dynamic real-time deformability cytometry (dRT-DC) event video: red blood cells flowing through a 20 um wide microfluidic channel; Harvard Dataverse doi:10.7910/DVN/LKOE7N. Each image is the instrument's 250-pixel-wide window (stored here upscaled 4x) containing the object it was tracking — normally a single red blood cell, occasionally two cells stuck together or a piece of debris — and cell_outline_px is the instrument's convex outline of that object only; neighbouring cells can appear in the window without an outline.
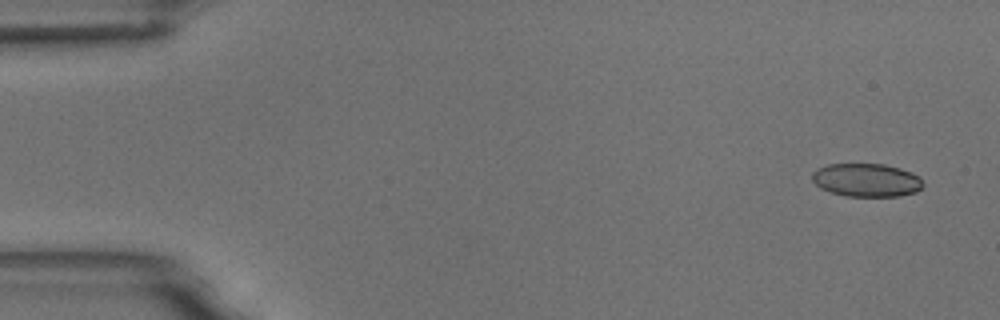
{"species": "common noctule bat (a hibernating species)", "species_latin": "Nyctalus noctula", "temperature_condition": "room temperature", "stored_images_in_passage": 6, "camera_frame_rate_fps": 3000, "um_per_image_px": 0.085, "animal": {"sex": "male", "body_mass_g": 18.8}, "frame": {"image": 1, "passage_image": 1, "time_ms": 0.0, "image_size_px": [1000, 320], "cell_outline_px": [[924, 184], [916, 192], [900, 196], [848, 196], [832, 192], [820, 188], [812, 180], [812, 172], [816, 168], [828, 164], [884, 164], [900, 168], [912, 172], [920, 176]], "centroid_in_image_um": [73.66, 15.3], "position_along_channel_um": 11.3, "area_um2": 21.62}}
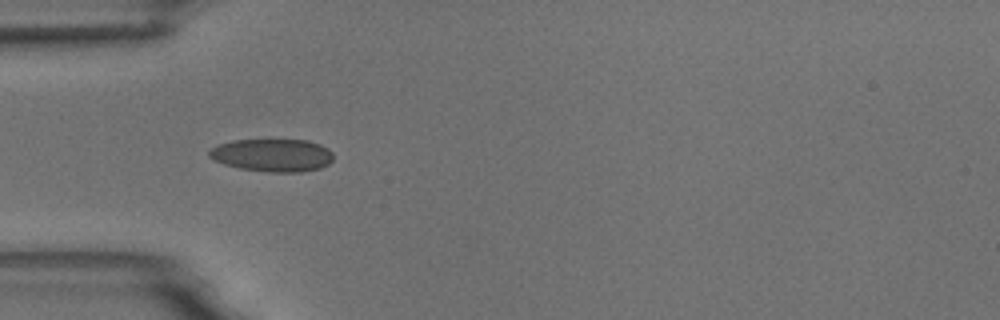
{"frame": {"image": 2, "passage_image": 5, "time_ms": 4.667, "image_size_px": [1000, 320], "cell_outline_px": [[332, 160], [328, 164], [320, 168], [300, 172], [268, 172], [240, 168], [224, 164], [208, 156], [208, 152], [216, 144], [232, 140], [308, 140], [320, 144], [328, 148], [332, 152]], "centroid_in_image_um": [23.15, 13.18], "position_along_channel_um": 61.8, "area_um2": 23.76}}